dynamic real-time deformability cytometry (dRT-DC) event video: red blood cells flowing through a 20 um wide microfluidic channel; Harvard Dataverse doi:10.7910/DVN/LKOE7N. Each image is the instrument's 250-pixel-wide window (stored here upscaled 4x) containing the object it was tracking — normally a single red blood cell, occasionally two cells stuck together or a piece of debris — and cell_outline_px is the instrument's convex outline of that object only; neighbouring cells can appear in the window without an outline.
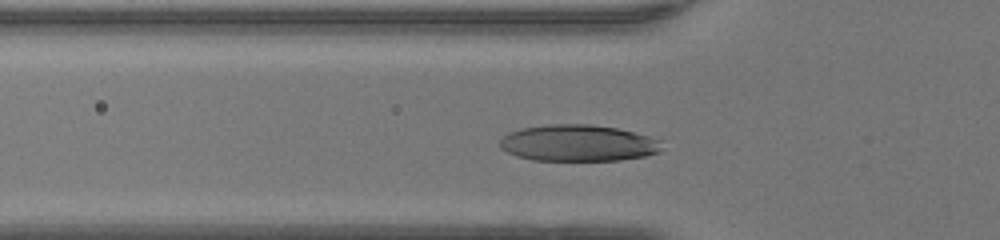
{"species": "human", "species_latin": "Homo sapiens", "temperature_condition": "warm", "stored_images_in_passage": 34, "camera_frame_rate_fps": 3000, "um_per_image_px": 0.085, "donor": {"sex": "female"}, "frame": {"image": 1, "passage_image": 10, "time_ms": 3.0, "image_size_px": [1000, 240], "cell_outline_px": [[660, 152], [644, 156], [620, 160], [532, 160], [516, 156], [500, 148], [500, 140], [508, 132], [520, 128], [548, 124], [592, 124], [616, 128], [648, 136], [660, 140]], "centroid_in_image_um": [49.1, 12.16], "position_along_channel_um": 76.7, "area_um2": 34.39}}
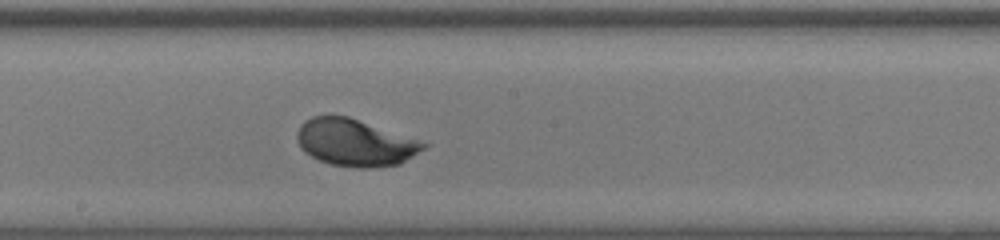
{"frame": {"image": 2, "passage_image": 20, "time_ms": 6.333, "image_size_px": [1000, 240], "cell_outline_px": [[428, 144], [424, 148], [400, 164], [372, 168], [356, 168], [328, 164], [304, 152], [300, 148], [296, 136], [296, 132], [300, 124], [304, 120], [312, 116], [348, 116]], "centroid_in_image_um": [30.11, 12.13], "position_along_channel_um": 218.1, "area_um2": 34.33}}
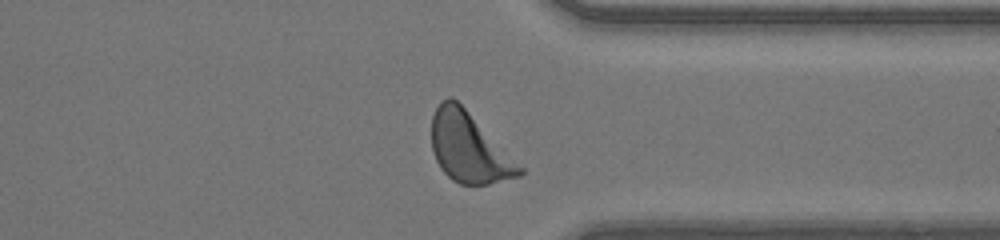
{"frame": {"image": 3, "passage_image": 31, "time_ms": 10.0, "image_size_px": [1000, 240], "cell_outline_px": [[524, 172], [520, 176], [488, 184], [460, 184], [452, 180], [440, 168], [432, 152], [432, 116], [440, 100], [448, 96], [452, 96], [524, 168]], "centroid_in_image_um": [39.84, 12.56], "position_along_channel_um": 371.6, "area_um2": 35.37}, "authors_computed_cell_mechanics": {"area_um2": 34.1598, "velocity_mm_per_s": 4.2478, "shape_relaxation_time_tau1_ms": 1.9053, "shape_relaxation_time_tau2_ms": null, "deformation_change_tau1": 0.1527, "deformation_change_tau2": null}}